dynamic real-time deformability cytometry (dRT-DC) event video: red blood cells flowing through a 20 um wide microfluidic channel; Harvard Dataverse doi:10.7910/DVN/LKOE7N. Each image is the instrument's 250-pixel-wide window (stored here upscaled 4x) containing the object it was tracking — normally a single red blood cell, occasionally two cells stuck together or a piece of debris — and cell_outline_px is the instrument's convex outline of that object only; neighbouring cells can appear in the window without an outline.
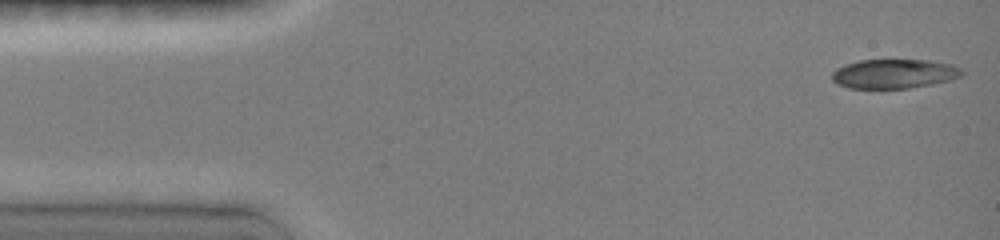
{"species": "common noctule bat (a hibernating species)", "species_latin": "Nyctalus noctula", "temperature_condition": "room temperature", "stored_images_in_passage": 13, "camera_frame_rate_fps": 3000, "um_per_image_px": 0.085, "animal": {"sex": "female", "body_mass_g": 19.0, "forearm_length_mm": 51.5}, "frame": {"image": 1, "passage_image": 1, "time_ms": 0.0, "image_size_px": [1000, 240], "cell_outline_px": [[964, 72], [960, 76], [948, 80], [932, 84], [912, 88], [848, 88], [836, 84], [832, 80], [832, 72], [836, 68], [844, 64], [860, 60], [928, 60], [952, 64], [960, 68]], "centroid_in_image_um": [75.96, 6.27], "position_along_channel_um": 9.0, "area_um2": 22.25}}
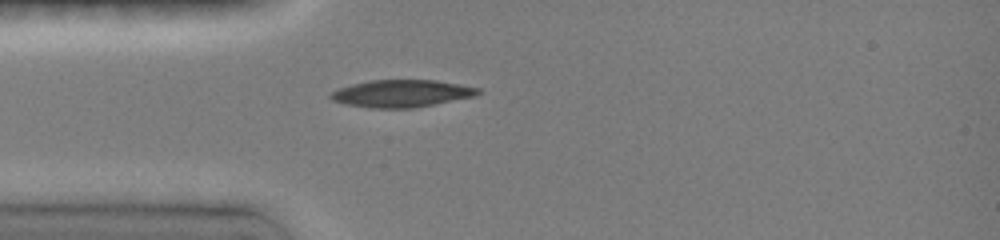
{"frame": {"image": 2, "passage_image": 11, "time_ms": 3.667, "image_size_px": [1000, 240], "cell_outline_px": [[480, 92], [476, 96], [412, 108], [368, 108], [344, 104], [332, 100], [328, 96], [332, 92], [340, 88], [352, 84], [372, 80], [432, 80], [480, 88]], "centroid_in_image_um": [34.1, 7.95], "position_along_channel_um": 50.9, "area_um2": 23.24}}